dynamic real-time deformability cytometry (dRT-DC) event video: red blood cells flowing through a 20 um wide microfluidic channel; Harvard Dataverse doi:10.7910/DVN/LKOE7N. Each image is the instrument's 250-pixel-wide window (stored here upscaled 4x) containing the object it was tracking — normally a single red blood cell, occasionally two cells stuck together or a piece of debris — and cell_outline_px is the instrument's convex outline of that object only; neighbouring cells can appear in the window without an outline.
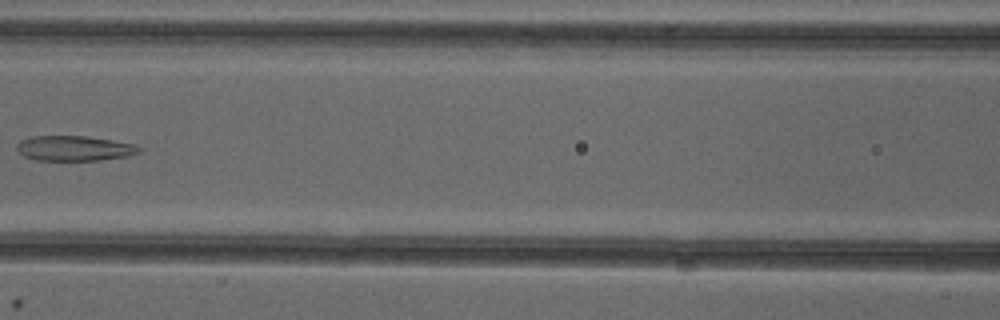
{"species": "common noctule bat (a hibernating species)", "species_latin": "Nyctalus noctula", "temperature_condition": "cold", "stored_images_in_passage": 6, "camera_frame_rate_fps": 3000, "um_per_image_px": 0.085, "animal": {"sex": "female"}, "frame": {"image": 1, "passage_image": 6, "time_ms": 5.667, "image_size_px": [1000, 320], "cell_outline_px": [[144, 148], [140, 152], [128, 156], [100, 160], [36, 160], [24, 156], [16, 148], [16, 144], [20, 140], [32, 136], [84, 136], [112, 140], [136, 144]], "centroid_in_image_um": [6.35, 12.6], "position_along_channel_um": 160.3, "area_um2": 17.98}}